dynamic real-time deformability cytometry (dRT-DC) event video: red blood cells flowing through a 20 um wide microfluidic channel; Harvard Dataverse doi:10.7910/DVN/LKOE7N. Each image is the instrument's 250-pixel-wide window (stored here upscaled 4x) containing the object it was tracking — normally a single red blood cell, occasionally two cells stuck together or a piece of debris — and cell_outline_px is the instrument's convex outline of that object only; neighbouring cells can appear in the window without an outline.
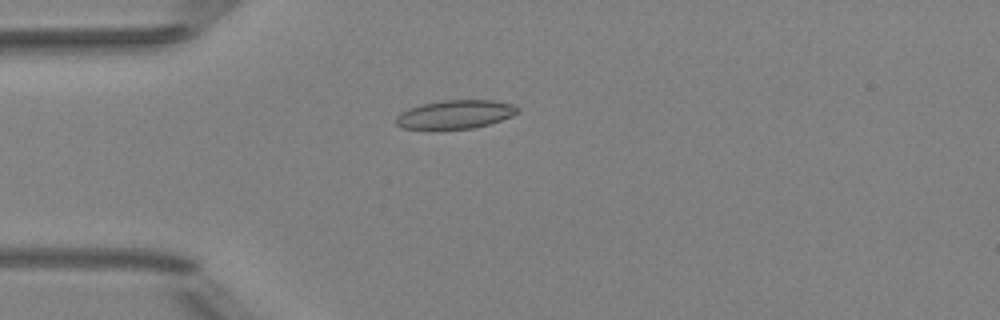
{"species": "Egyptian fruit bat (a non-hibernating species)", "species_latin": "Rousettus aegyptiacus", "temperature_condition": "room temperature", "stored_images_in_passage": 4, "camera_frame_rate_fps": 3000, "um_per_image_px": 0.085, "animal": {"sex": "female"}, "frame": {"image": 1, "passage_image": 4, "time_ms": 1.0, "image_size_px": [1000, 320], "cell_outline_px": [[520, 112], [512, 116], [488, 124], [472, 128], [436, 132], [404, 128], [396, 124], [396, 116], [400, 112], [408, 108], [424, 104], [444, 100], [492, 100], [512, 104], [520, 108]], "centroid_in_image_um": [38.65, 9.76], "position_along_channel_um": 46.3, "area_um2": 20.92}}